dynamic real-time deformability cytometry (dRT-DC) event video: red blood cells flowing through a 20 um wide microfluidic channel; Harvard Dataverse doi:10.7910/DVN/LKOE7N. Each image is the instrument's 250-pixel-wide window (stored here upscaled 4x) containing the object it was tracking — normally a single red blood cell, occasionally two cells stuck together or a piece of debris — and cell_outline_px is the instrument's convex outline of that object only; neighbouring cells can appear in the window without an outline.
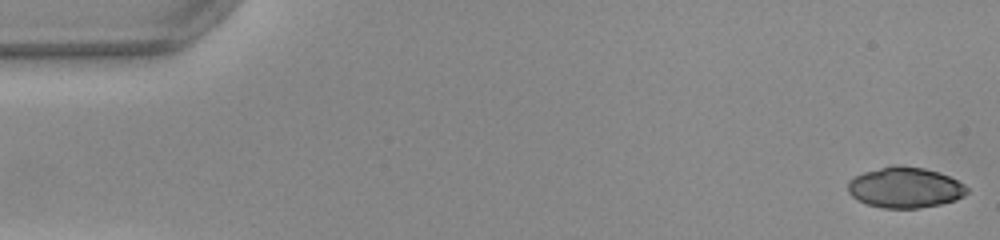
{"species": "common noctule bat (a hibernating species)", "species_latin": "Nyctalus noctula", "temperature_condition": "warm", "stored_images_in_passage": 50, "camera_frame_rate_fps": 3000, "um_per_image_px": 0.085, "animal": {"sex": "female", "body_mass_g": 22.0, "forearm_length_mm": 56.7}, "frame": {"image": 1, "passage_image": 1, "time_ms": 0.0, "image_size_px": [1000, 240], "cell_outline_px": [[968, 192], [964, 196], [956, 200], [940, 204], [920, 208], [884, 208], [868, 204], [856, 200], [848, 192], [848, 180], [852, 176], [864, 172], [892, 164], [900, 164], [924, 168], [948, 176], [964, 184], [968, 188]], "centroid_in_image_um": [76.9, 15.93], "position_along_channel_um": 8.1, "area_um2": 28.44}}
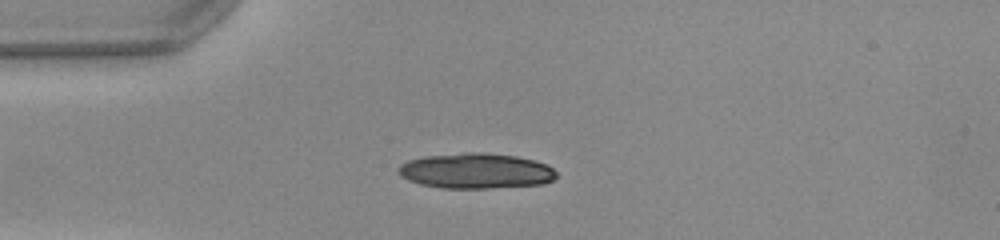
{"frame": {"image": 2, "passage_image": 13, "time_ms": 4.0, "image_size_px": [1000, 240], "cell_outline_px": [[556, 176], [552, 180], [540, 184], [488, 188], [440, 188], [420, 184], [408, 180], [400, 176], [396, 172], [396, 168], [400, 164], [408, 160], [424, 156], [464, 152], [480, 152], [516, 156], [536, 160], [548, 164], [556, 172]], "centroid_in_image_um": [40.4, 14.52], "position_along_channel_um": 44.6, "area_um2": 32.83}}